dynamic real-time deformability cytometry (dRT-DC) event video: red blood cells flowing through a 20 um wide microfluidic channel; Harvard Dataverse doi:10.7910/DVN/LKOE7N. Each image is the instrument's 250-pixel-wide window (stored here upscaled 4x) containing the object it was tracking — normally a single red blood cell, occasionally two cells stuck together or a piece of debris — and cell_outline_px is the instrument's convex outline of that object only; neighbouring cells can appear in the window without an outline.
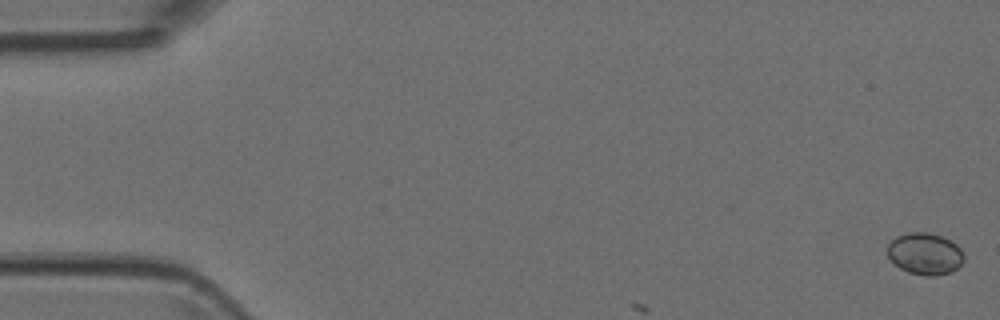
{"species": "Egyptian fruit bat (a non-hibernating species)", "species_latin": "Rousettus aegyptiacus", "temperature_condition": "room temperature", "stored_images_in_passage": 3, "camera_frame_rate_fps": 3000, "um_per_image_px": 0.085, "animal": {"sex": "female"}, "frame": {"image": 1, "passage_image": 1, "time_ms": 0.0, "image_size_px": [1000, 320], "cell_outline_px": [[964, 260], [952, 272], [936, 276], [924, 276], [908, 272], [900, 268], [888, 256], [888, 244], [896, 236], [908, 232], [928, 232], [940, 236], [956, 244], [960, 248], [964, 256]], "centroid_in_image_um": [78.62, 21.57], "position_along_channel_um": 6.4, "area_um2": 18.55}}